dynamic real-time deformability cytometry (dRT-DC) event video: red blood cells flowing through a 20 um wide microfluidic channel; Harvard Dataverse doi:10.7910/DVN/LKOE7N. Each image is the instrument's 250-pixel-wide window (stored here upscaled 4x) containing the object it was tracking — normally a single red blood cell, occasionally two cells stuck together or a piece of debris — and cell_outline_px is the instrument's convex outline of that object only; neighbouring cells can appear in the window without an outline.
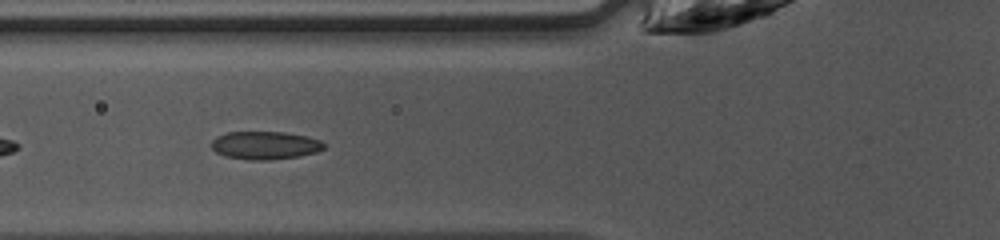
{"species": "common noctule bat (a hibernating species)", "species_latin": "Nyctalus noctula", "temperature_condition": "warm", "stored_images_in_passage": 33, "camera_frame_rate_fps": 3000, "um_per_image_px": 0.085, "animal": {"sex": "female", "body_mass_g": 10.0, "forearm_length_mm": 53.1}, "frame": {"image": 1, "passage_image": 4, "time_ms": 1.0, "image_size_px": [1000, 240], "cell_outline_px": [[324, 148], [316, 152], [300, 156], [272, 160], [248, 160], [224, 156], [216, 152], [212, 148], [212, 140], [216, 136], [228, 132], [284, 132], [304, 136], [320, 140], [324, 144]], "centroid_in_image_um": [22.5, 12.36], "position_along_channel_um": 103.3, "area_um2": 18.38}}
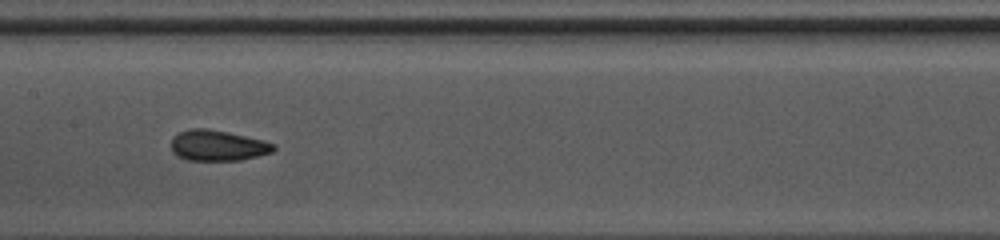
{"frame": {"image": 2, "passage_image": 10, "time_ms": 3.0, "image_size_px": [1000, 240], "cell_outline_px": [[276, 148], [272, 152], [240, 160], [188, 160], [176, 156], [172, 152], [172, 140], [180, 132], [188, 128], [208, 128], [228, 132], [264, 140], [276, 144]], "centroid_in_image_um": [18.52, 12.36], "position_along_channel_um": 188.9, "area_um2": 18.32}}
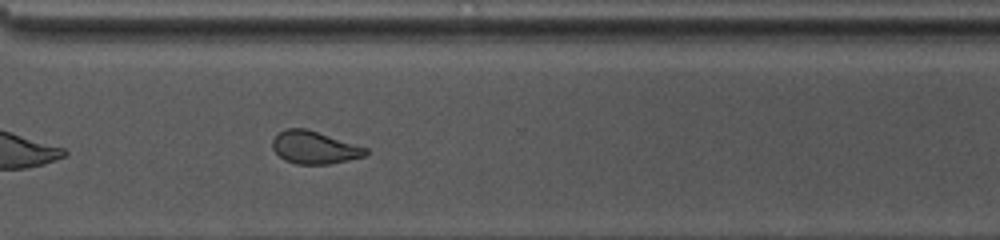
{"frame": {"image": 3, "passage_image": 21, "time_ms": 6.667, "image_size_px": [1000, 240], "cell_outline_px": [[368, 152], [364, 156], [348, 160], [328, 164], [296, 164], [284, 160], [272, 148], [272, 140], [284, 128], [304, 128], [368, 148]], "centroid_in_image_um": [26.7, 12.54], "position_along_channel_um": 343.9, "area_um2": 17.51}, "authors_computed_cell_mechanics": {"area_um2": 18.3804, "velocity_mm_per_s": 4.2413, "shape_relaxation_time_tau1_ms": 5.4515, "shape_relaxation_time_tau2_ms": 1.4169, "deformation_change_tau1": 0.1449, "deformation_change_tau2": 0.0693}}